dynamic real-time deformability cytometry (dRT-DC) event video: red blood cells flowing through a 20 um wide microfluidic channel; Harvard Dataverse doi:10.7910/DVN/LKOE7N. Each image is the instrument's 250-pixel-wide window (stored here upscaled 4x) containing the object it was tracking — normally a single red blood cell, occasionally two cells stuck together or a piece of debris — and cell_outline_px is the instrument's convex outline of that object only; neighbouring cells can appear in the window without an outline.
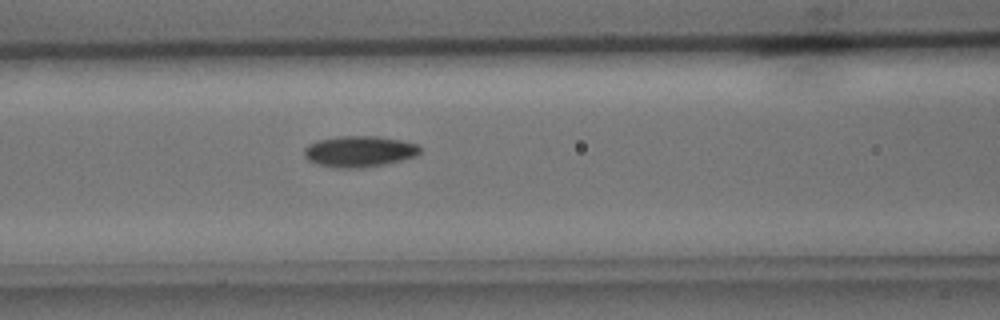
{"species": "common noctule bat (a hibernating species)", "species_latin": "Nyctalus noctula", "temperature_condition": "cold", "stored_images_in_passage": 31, "camera_frame_rate_fps": 3000, "um_per_image_px": 0.085, "animal": {"sex": "male", "body_mass_g": 15.6}, "frame": {"image": 1, "passage_image": 11, "time_ms": 3.333, "image_size_px": [1000, 320], "cell_outline_px": [[420, 152], [416, 156], [384, 164], [360, 168], [332, 168], [316, 164], [308, 160], [304, 156], [304, 148], [308, 144], [316, 140], [340, 136], [376, 136], [400, 140], [420, 144]], "centroid_in_image_um": [30.51, 12.87], "position_along_channel_um": 136.1, "area_um2": 21.15}}
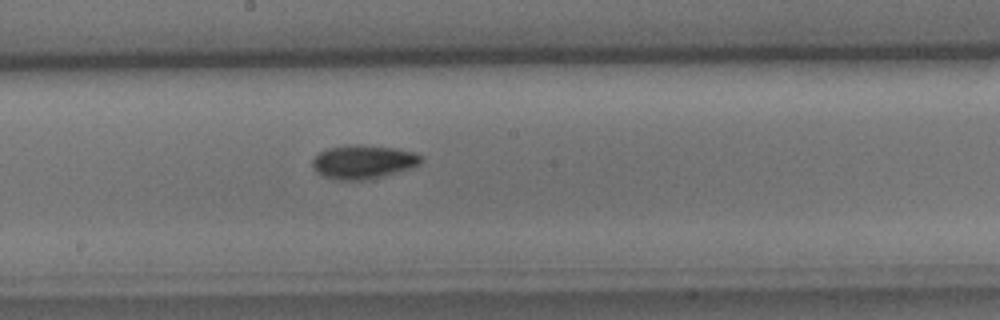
{"frame": {"image": 2, "passage_image": 17, "time_ms": 5.333, "image_size_px": [1000, 320], "cell_outline_px": [[424, 156], [420, 164], [412, 168], [364, 180], [336, 180], [324, 176], [316, 172], [312, 164], [312, 160], [320, 152], [328, 148], [348, 144], [360, 144], [396, 148], [412, 152]], "centroid_in_image_um": [30.87, 13.74], "position_along_channel_um": 217.3, "area_um2": 21.39}}
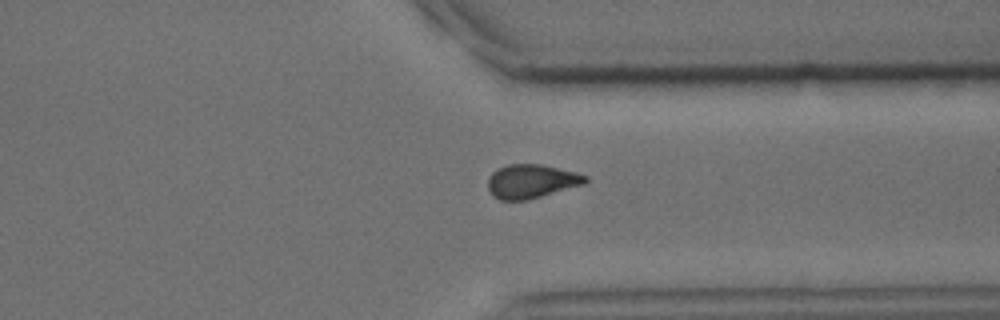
{"frame": {"image": 3, "passage_image": 28, "time_ms": 9.0, "image_size_px": [1000, 320], "cell_outline_px": [[588, 180], [584, 184], [528, 200], [500, 200], [492, 196], [488, 188], [488, 176], [492, 172], [508, 164], [540, 164], [576, 172], [588, 176]], "centroid_in_image_um": [45.16, 15.41], "position_along_channel_um": 366.2, "area_um2": 19.25}}